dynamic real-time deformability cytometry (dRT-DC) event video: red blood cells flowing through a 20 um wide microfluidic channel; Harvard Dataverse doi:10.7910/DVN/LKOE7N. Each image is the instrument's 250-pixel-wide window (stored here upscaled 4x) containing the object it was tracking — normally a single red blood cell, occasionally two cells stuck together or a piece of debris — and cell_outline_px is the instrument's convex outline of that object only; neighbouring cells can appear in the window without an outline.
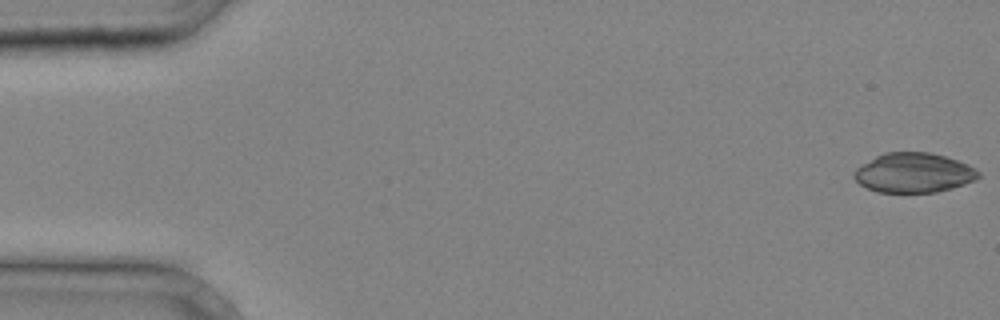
{"species": "common noctule bat (a hibernating species)", "species_latin": "Nyctalus noctula", "temperature_condition": "cold", "stored_images_in_passage": 38, "camera_frame_rate_fps": 3000, "um_per_image_px": 0.085, "animal": {"sex": "male", "body_mass_g": 20.4}, "frame": {"image": 1, "passage_image": 1, "time_ms": 0.0, "image_size_px": [1000, 320], "cell_outline_px": [[980, 176], [976, 180], [952, 188], [936, 192], [876, 192], [860, 184], [852, 176], [856, 168], [876, 156], [884, 152], [928, 152], [944, 156], [968, 164], [980, 172]], "centroid_in_image_um": [77.67, 14.69], "position_along_channel_um": 7.3, "area_um2": 28.67}}
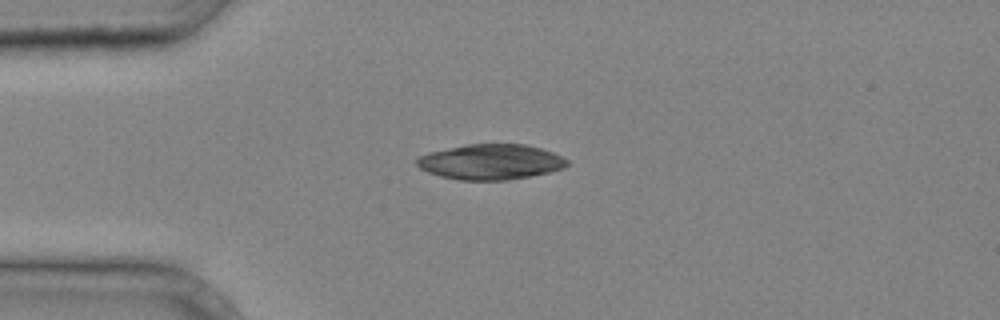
{"frame": {"image": 2, "passage_image": 10, "time_ms": 3.0, "image_size_px": [1000, 320], "cell_outline_px": [[568, 164], [564, 168], [548, 172], [508, 180], [460, 180], [440, 176], [428, 172], [420, 168], [416, 164], [416, 160], [420, 156], [428, 152], [464, 144], [524, 144], [540, 148], [552, 152], [568, 160]], "centroid_in_image_um": [41.68, 13.75], "position_along_channel_um": 43.3, "area_um2": 30.87}}
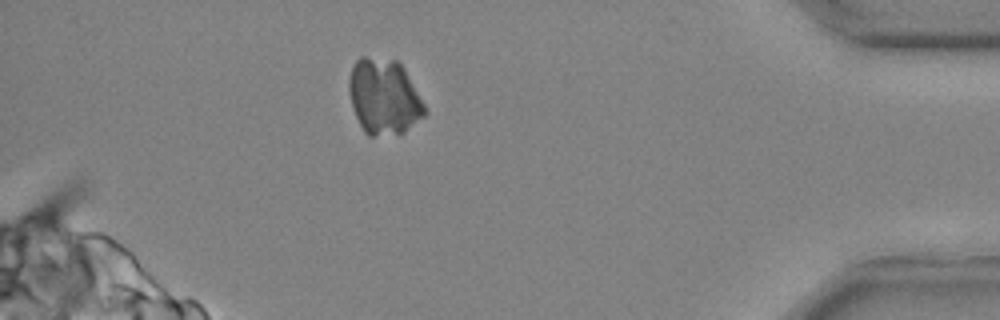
{"frame": {"image": 3, "passage_image": 35, "time_ms": 11.333, "image_size_px": [1000, 320], "cell_outline_px": [[428, 112], [424, 116], [404, 132], [372, 136], [368, 136], [364, 132], [356, 116], [352, 104], [348, 88], [348, 80], [352, 68], [356, 60], [360, 56], [364, 56], [396, 60], [404, 68], [424, 104]], "centroid_in_image_um": [32.63, 8.21], "position_along_channel_um": 402.6, "area_um2": 33.18}}